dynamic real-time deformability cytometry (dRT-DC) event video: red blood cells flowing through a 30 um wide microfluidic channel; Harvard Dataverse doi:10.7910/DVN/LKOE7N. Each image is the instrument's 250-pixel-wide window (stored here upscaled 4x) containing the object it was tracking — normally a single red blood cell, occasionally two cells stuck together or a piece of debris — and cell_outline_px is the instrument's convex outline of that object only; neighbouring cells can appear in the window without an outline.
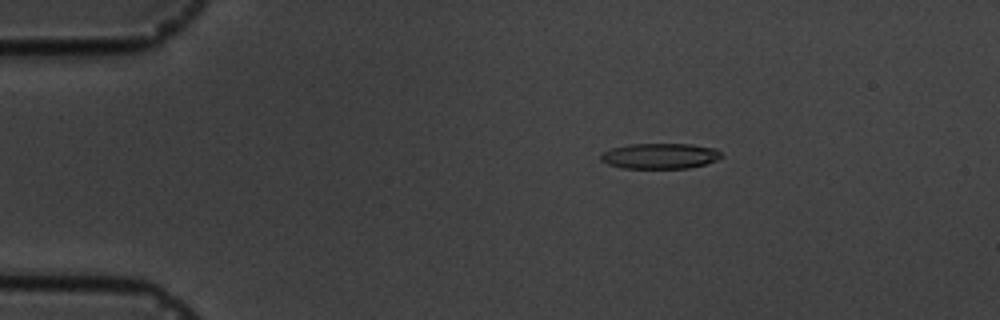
{"species": "common noctule bat (a hibernating species)", "species_latin": "Nyctalus noctula", "temperature_condition": "cold", "stored_images_in_passage": 4, "camera_frame_rate_fps": 3000, "um_per_image_px": 0.085, "animal": {"sex": "male", "body_mass_g": 19.5, "forearm_length_mm": 54.6}, "frame": {"image": 1, "passage_image": 2, "time_ms": 2.0, "image_size_px": [1000, 320], "cell_outline_px": [[724, 156], [716, 160], [704, 164], [688, 168], [624, 168], [608, 164], [600, 160], [600, 156], [604, 152], [612, 148], [628, 144], [692, 144], [716, 148]], "centroid_in_image_um": [56.12, 13.25], "position_along_channel_um": 28.9, "area_um2": 17.92}}